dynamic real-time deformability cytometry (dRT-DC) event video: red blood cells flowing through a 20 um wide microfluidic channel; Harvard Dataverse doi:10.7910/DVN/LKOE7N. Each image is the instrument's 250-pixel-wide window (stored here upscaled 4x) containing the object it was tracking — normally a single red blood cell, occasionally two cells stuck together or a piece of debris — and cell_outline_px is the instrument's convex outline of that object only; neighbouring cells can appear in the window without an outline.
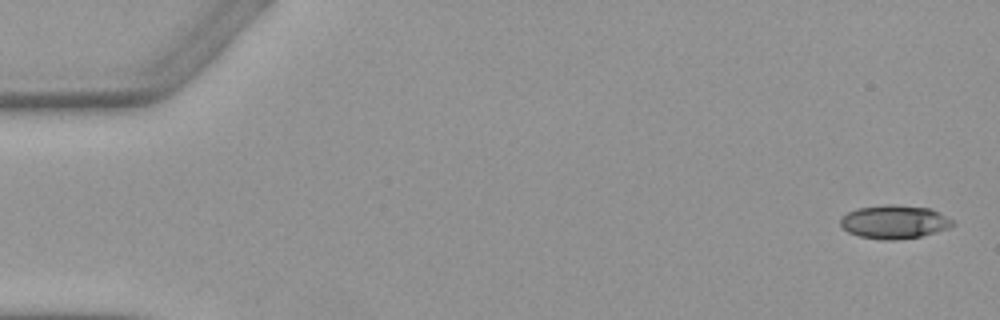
{"species": "Egyptian fruit bat (a non-hibernating species)", "species_latin": "Rousettus aegyptiacus", "temperature_condition": "warm", "stored_images_in_passage": 6, "camera_frame_rate_fps": 3000, "um_per_image_px": 0.085, "animal": {"sex": "female"}, "frame": {"image": 1, "passage_image": 1, "time_ms": 0.0, "image_size_px": [1000, 320], "cell_outline_px": [[956, 224], [948, 228], [936, 232], [920, 236], [896, 240], [880, 240], [860, 236], [848, 232], [840, 224], [840, 216], [856, 208], [884, 204], [896, 204], [928, 208], [940, 212], [952, 220]], "centroid_in_image_um": [76.0, 18.85], "position_along_channel_um": 9.0, "area_um2": 22.08}}
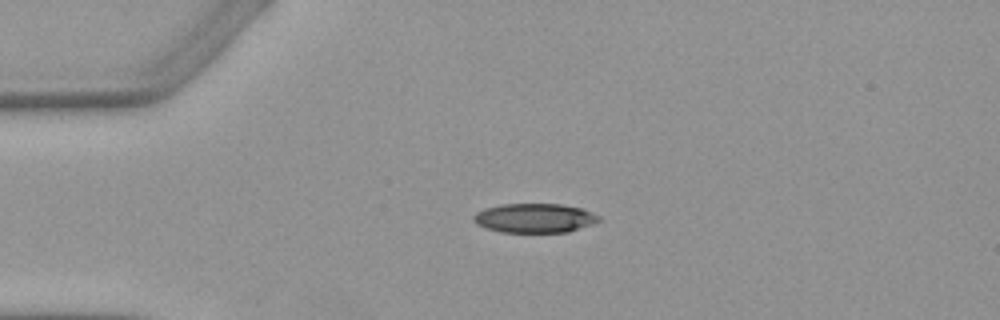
{"frame": {"image": 2, "passage_image": 4, "time_ms": 3.667, "image_size_px": [1000, 320], "cell_outline_px": [[600, 220], [592, 224], [568, 232], [500, 232], [484, 228], [476, 224], [472, 220], [472, 216], [476, 212], [484, 208], [500, 204], [560, 204], [584, 208], [600, 216]], "centroid_in_image_um": [45.41, 18.53], "position_along_channel_um": 39.6, "area_um2": 21.62}}
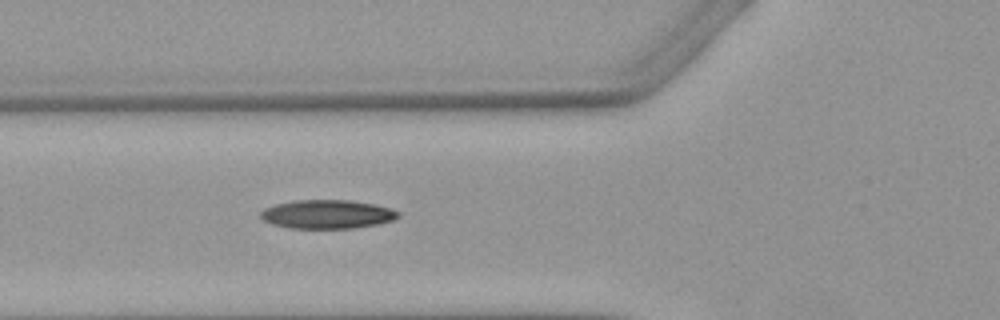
{"frame": {"image": 3, "passage_image": 6, "time_ms": 6.0, "image_size_px": [1000, 320], "cell_outline_px": [[400, 216], [392, 220], [376, 224], [352, 228], [288, 228], [272, 224], [264, 220], [260, 216], [260, 212], [264, 208], [276, 204], [296, 200], [348, 200], [376, 204], [392, 208], [400, 212]], "centroid_in_image_um": [27.82, 18.2], "position_along_channel_um": 98.0, "area_um2": 23.06}}